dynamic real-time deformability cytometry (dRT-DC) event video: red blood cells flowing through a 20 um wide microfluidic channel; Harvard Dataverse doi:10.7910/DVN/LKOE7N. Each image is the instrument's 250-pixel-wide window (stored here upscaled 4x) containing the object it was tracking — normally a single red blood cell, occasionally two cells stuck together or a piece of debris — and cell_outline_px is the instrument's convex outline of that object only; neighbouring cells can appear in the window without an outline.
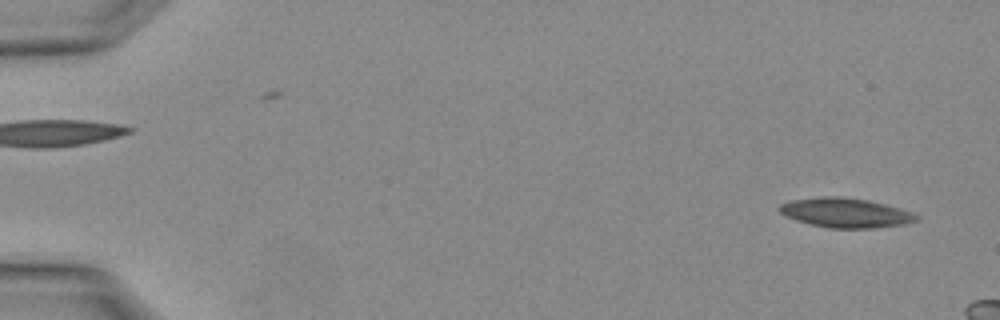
{"species": "Egyptian fruit bat (a non-hibernating species)", "species_latin": "Rousettus aegyptiacus", "temperature_condition": "warm", "stored_images_in_passage": 2, "segment_of_instrument_passage": [2, 2], "camera_frame_rate_fps": 3000, "um_per_image_px": 0.085, "animal": {"sex": "female"}, "frame": {"image": 1, "passage_image": 2, "time_ms": 0.333, "image_size_px": [1000, 320], "cell_outline_px": [[920, 220], [904, 224], [876, 228], [828, 228], [796, 220], [784, 216], [776, 208], [780, 204], [792, 200], [824, 196], [844, 196], [868, 200], [900, 208], [912, 212], [920, 216]], "centroid_in_image_um": [71.88, 18.08], "position_along_channel_um": 13.1, "area_um2": 23.76}}